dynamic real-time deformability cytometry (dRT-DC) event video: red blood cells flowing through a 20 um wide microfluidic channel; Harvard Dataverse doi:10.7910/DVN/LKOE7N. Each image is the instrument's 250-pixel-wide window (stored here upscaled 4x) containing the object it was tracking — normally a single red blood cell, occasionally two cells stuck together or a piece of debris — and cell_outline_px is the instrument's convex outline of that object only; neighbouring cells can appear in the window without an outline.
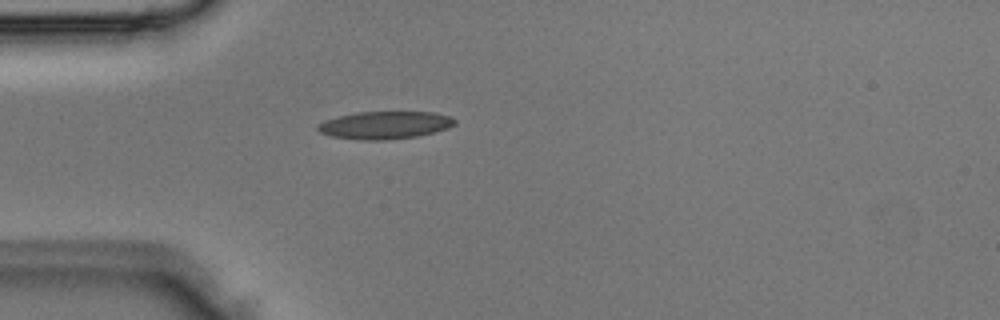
{"species": "Egyptian fruit bat (a non-hibernating species)", "species_latin": "Rousettus aegyptiacus", "temperature_condition": "room temperature", "stored_images_in_passage": 1, "camera_frame_rate_fps": 3000, "um_per_image_px": 0.085, "animal": {"sex": "male"}, "frame": {"image": 1, "passage_image": 1, "time_ms": 0.0, "image_size_px": [1000, 320], "cell_outline_px": [[456, 124], [448, 128], [416, 136], [388, 140], [364, 140], [332, 136], [320, 132], [316, 128], [316, 124], [324, 120], [356, 112], [432, 112], [448, 116], [456, 120]], "centroid_in_image_um": [32.69, 10.63], "position_along_channel_um": 52.3, "area_um2": 21.91}}